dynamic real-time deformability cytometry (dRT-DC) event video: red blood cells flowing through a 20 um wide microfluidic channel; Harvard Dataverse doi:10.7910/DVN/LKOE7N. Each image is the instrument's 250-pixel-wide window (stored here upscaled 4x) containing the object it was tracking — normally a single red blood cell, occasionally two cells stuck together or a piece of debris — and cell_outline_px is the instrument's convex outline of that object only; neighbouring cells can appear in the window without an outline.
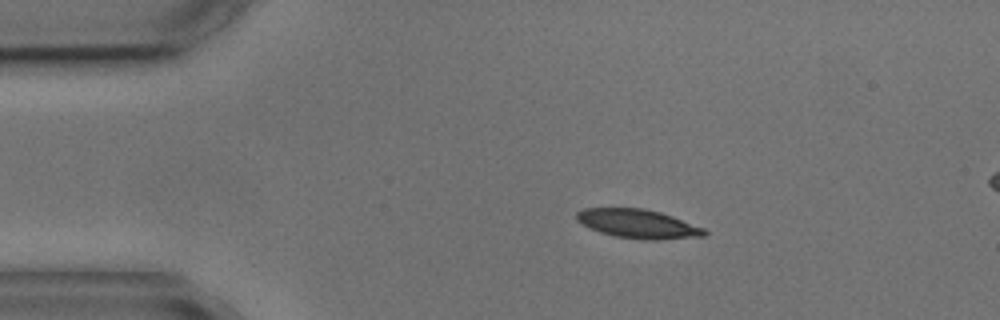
{"species": "common noctule bat (a hibernating species)", "species_latin": "Nyctalus noctula", "temperature_condition": "cold", "stored_images_in_passage": 3, "camera_frame_rate_fps": 3000, "um_per_image_px": 0.085, "animal": {"sex": "male", "body_mass_g": 17.9, "forearm_length_mm": 54.2}, "frame": {"image": 1, "passage_image": 1, "time_ms": 0.0, "image_size_px": [1000, 320], "cell_outline_px": [[708, 232], [704, 236], [656, 240], [648, 240], [616, 236], [600, 232], [576, 220], [576, 212], [584, 208], [644, 208], [660, 212], [672, 216], [704, 228]], "centroid_in_image_um": [54.24, 19.02], "position_along_channel_um": 30.8, "area_um2": 21.33}}